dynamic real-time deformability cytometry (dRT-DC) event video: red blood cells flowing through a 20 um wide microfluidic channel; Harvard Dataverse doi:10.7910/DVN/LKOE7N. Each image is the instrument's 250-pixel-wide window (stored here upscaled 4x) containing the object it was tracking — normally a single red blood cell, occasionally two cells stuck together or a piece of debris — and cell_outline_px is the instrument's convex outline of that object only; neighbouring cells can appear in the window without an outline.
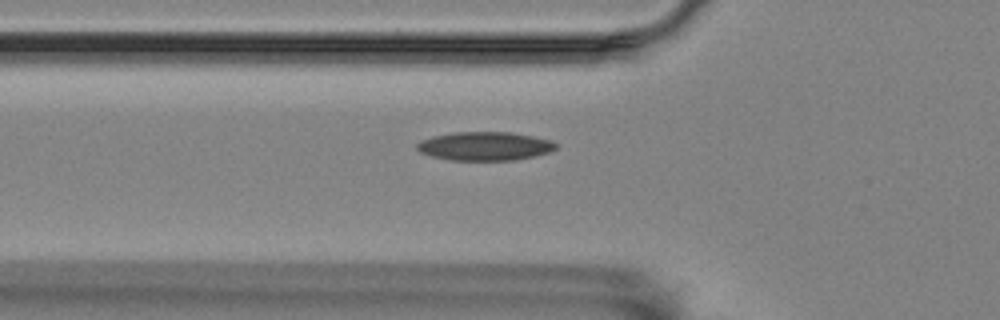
{"species": "Egyptian fruit bat (a non-hibernating species)", "species_latin": "Rousettus aegyptiacus", "temperature_condition": "room temperature", "stored_images_in_passage": 40, "camera_frame_rate_fps": 3000, "um_per_image_px": 0.085, "animal": {"sex": "female"}, "frame": {"image": 1, "passage_image": 5, "time_ms": 1.333, "image_size_px": [1000, 320], "cell_outline_px": [[556, 148], [548, 152], [532, 156], [512, 160], [452, 160], [432, 156], [420, 152], [416, 148], [416, 144], [420, 140], [432, 136], [452, 132], [512, 132], [552, 140], [556, 144]], "centroid_in_image_um": [41.17, 12.41], "position_along_channel_um": 84.6, "area_um2": 23.12}}
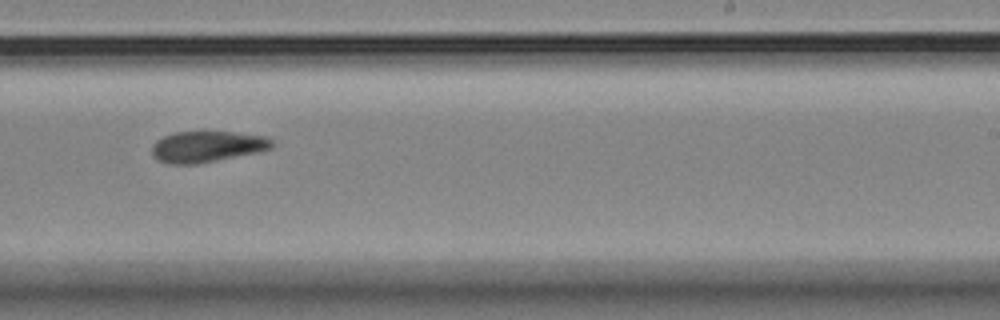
{"frame": {"image": 2, "passage_image": 21, "time_ms": 6.667, "image_size_px": [1000, 320], "cell_outline_px": [[276, 144], [272, 148], [256, 152], [196, 164], [168, 164], [160, 160], [152, 152], [152, 144], [156, 140], [164, 136], [176, 132], [232, 132], [268, 136]], "centroid_in_image_um": [17.63, 12.45], "position_along_channel_um": 271.4, "area_um2": 21.56}}
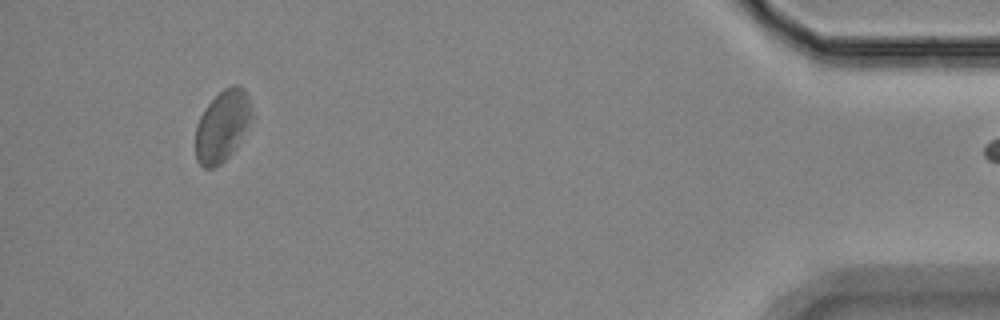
{"frame": {"image": 3, "passage_image": 39, "time_ms": 12.667, "image_size_px": [1000, 320], "cell_outline_px": [[252, 116], [248, 124], [232, 152], [220, 164], [212, 168], [204, 168], [196, 160], [196, 124], [204, 108], [224, 88], [232, 84], [240, 84], [244, 88], [248, 96], [252, 108]], "centroid_in_image_um": [18.88, 10.67], "position_along_channel_um": 416.3, "area_um2": 23.12}}